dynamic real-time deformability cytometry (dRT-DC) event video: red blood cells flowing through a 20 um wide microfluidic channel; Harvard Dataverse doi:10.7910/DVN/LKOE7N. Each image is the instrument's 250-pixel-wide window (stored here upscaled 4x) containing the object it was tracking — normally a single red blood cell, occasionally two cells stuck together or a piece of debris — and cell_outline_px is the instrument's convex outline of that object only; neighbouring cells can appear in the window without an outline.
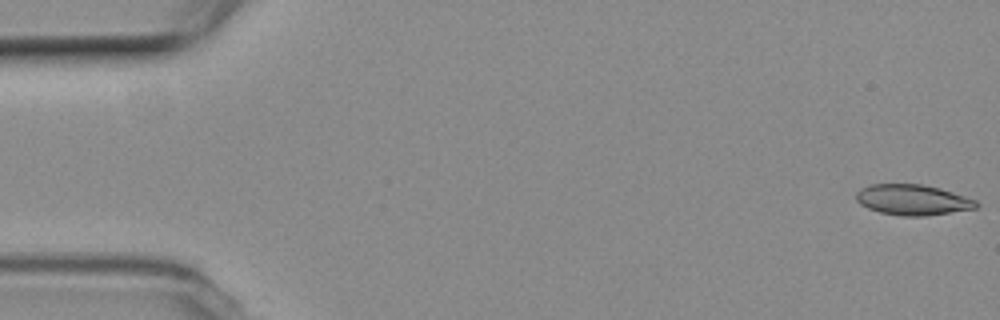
{"species": "common noctule bat (a hibernating species)", "species_latin": "Nyctalus noctula", "temperature_condition": "room temperature", "stored_images_in_passage": 32, "camera_frame_rate_fps": 3000, "um_per_image_px": 0.085, "animal": {"sex": "female", "body_mass_g": 19.3, "forearm_length_mm": 54.1}, "frame": {"image": 1, "passage_image": 1, "time_ms": 0.0, "image_size_px": [1000, 320], "cell_outline_px": [[980, 204], [976, 208], [924, 216], [900, 216], [880, 212], [868, 208], [860, 204], [856, 200], [856, 192], [860, 188], [872, 184], [920, 184], [940, 188], [976, 200]], "centroid_in_image_um": [77.55, 16.98], "position_along_channel_um": 7.4, "area_um2": 21.33}}
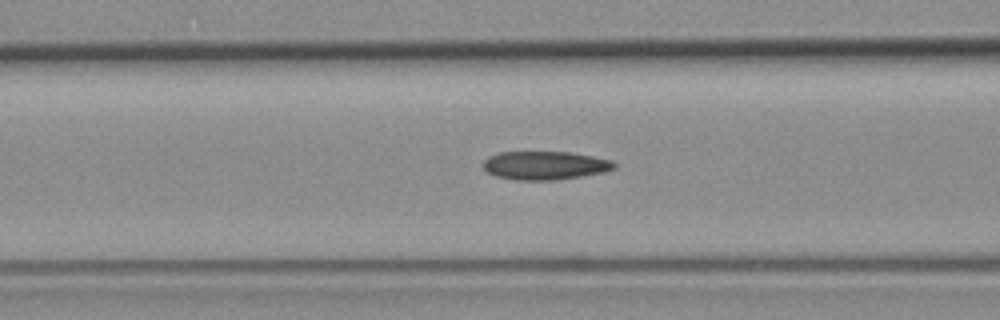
{"frame": {"image": 2, "passage_image": 21, "time_ms": 6.667, "image_size_px": [1000, 320], "cell_outline_px": [[616, 168], [604, 172], [556, 180], [516, 180], [496, 176], [488, 172], [480, 164], [488, 156], [500, 152], [572, 152], [612, 160], [616, 164]], "centroid_in_image_um": [46.31, 14.06], "position_along_channel_um": 120.3, "area_um2": 21.85}}
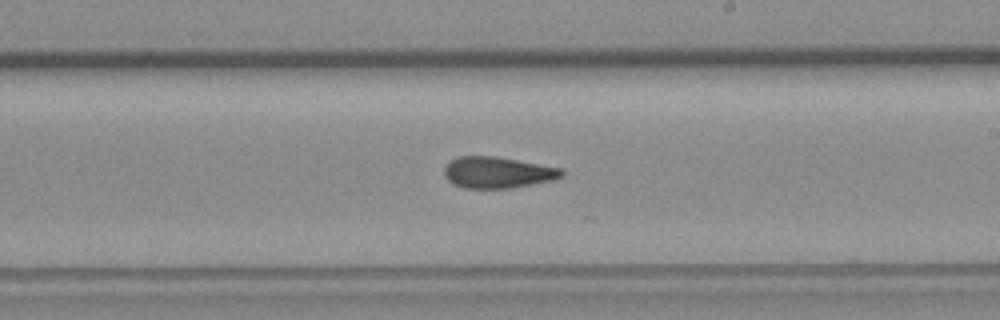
{"frame": {"image": 3, "passage_image": 31, "time_ms": 10.0, "image_size_px": [1000, 320], "cell_outline_px": [[564, 176], [552, 180], [508, 188], [464, 188], [448, 180], [444, 176], [444, 168], [448, 160], [460, 156], [496, 156], [564, 168]], "centroid_in_image_um": [42.3, 14.64], "position_along_channel_um": 246.7, "area_um2": 21.5}}